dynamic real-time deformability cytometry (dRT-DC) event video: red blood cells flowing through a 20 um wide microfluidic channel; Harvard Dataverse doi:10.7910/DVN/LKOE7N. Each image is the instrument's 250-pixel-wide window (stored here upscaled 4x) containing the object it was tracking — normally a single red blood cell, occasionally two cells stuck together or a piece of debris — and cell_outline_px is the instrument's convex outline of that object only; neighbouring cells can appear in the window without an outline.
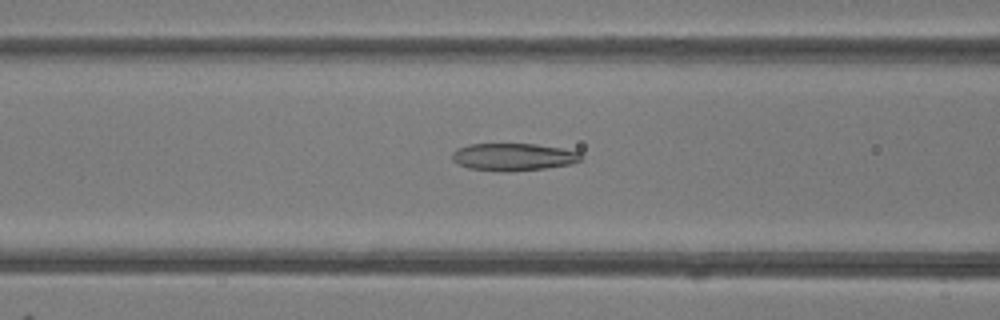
{"species": "common noctule bat (a hibernating species)", "species_latin": "Nyctalus noctula", "temperature_condition": "room temperature", "stored_images_in_passage": 47, "camera_frame_rate_fps": 3000, "um_per_image_px": 0.085, "animal": {"sex": "female"}, "frame": {"image": 1, "passage_image": 18, "time_ms": 5.667, "image_size_px": [1000, 320], "cell_outline_px": [[584, 156], [580, 160], [572, 164], [544, 168], [508, 172], [504, 172], [468, 168], [452, 160], [452, 152], [456, 148], [468, 144], [536, 144], [560, 148], [580, 152]], "centroid_in_image_um": [43.63, 13.34], "position_along_channel_um": 123.0, "area_um2": 20.69}}
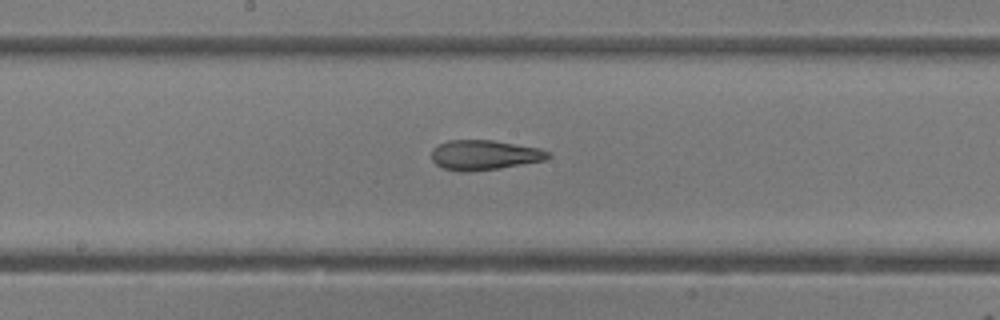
{"frame": {"image": 2, "passage_image": 24, "time_ms": 7.667, "image_size_px": [1000, 320], "cell_outline_px": [[552, 156], [544, 160], [500, 168], [468, 172], [460, 172], [444, 168], [436, 164], [432, 160], [432, 148], [448, 140], [492, 140], [540, 148], [548, 152]], "centroid_in_image_um": [41.16, 13.18], "position_along_channel_um": 207.0, "area_um2": 20.23}}
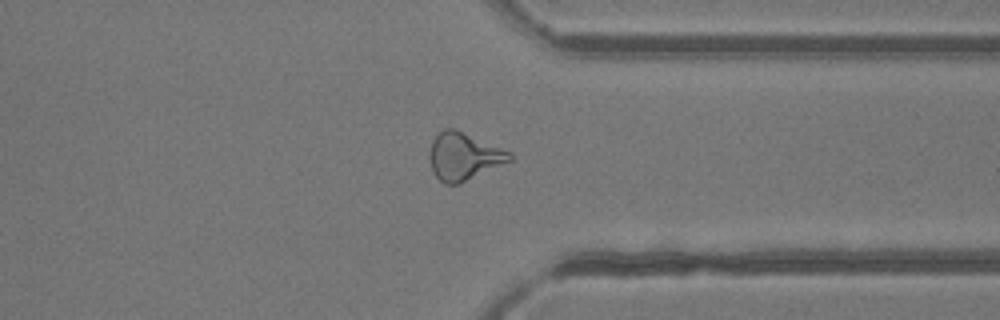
{"frame": {"image": 3, "passage_image": 36, "time_ms": 11.667, "image_size_px": [1000, 320], "cell_outline_px": [[512, 160], [460, 184], [444, 184], [432, 172], [428, 156], [428, 152], [432, 140], [444, 128], [456, 128], [512, 152]], "centroid_in_image_um": [39.4, 13.28], "position_along_channel_um": 372.0, "area_um2": 22.48}, "authors_computed_cell_mechanics": {"area_um2": 22.0796, "velocity_mm_per_s": 4.1896, "shape_relaxation_time_tau1_ms": null, "shape_relaxation_time_tau2_ms": 1.9418, "deformation_change_tau1": null, "deformation_change_tau2": 0.1089}}